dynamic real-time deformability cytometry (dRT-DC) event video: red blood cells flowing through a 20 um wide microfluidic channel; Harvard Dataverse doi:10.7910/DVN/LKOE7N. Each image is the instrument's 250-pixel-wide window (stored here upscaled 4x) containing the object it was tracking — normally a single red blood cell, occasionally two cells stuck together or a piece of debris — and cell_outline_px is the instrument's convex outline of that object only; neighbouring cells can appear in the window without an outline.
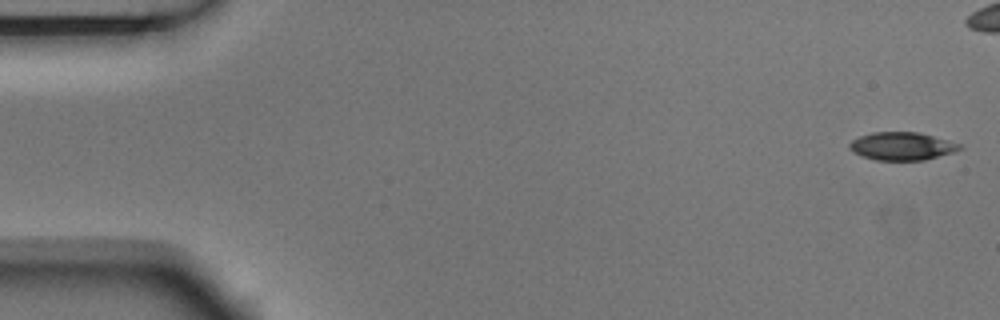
{"species": "Egyptian fruit bat (a non-hibernating species)", "species_latin": "Rousettus aegyptiacus", "temperature_condition": "room temperature", "stored_images_in_passage": 6, "camera_frame_rate_fps": 3000, "um_per_image_px": 0.085, "animal": {"sex": "male"}, "frame": {"image": 1, "passage_image": 1, "time_ms": 0.0, "image_size_px": [1000, 320], "cell_outline_px": [[964, 148], [956, 152], [924, 160], [876, 160], [860, 156], [852, 152], [848, 148], [848, 144], [852, 140], [860, 136], [872, 132], [920, 132], [964, 144]], "centroid_in_image_um": [76.7, 12.42], "position_along_channel_um": 8.3, "area_um2": 18.38}}